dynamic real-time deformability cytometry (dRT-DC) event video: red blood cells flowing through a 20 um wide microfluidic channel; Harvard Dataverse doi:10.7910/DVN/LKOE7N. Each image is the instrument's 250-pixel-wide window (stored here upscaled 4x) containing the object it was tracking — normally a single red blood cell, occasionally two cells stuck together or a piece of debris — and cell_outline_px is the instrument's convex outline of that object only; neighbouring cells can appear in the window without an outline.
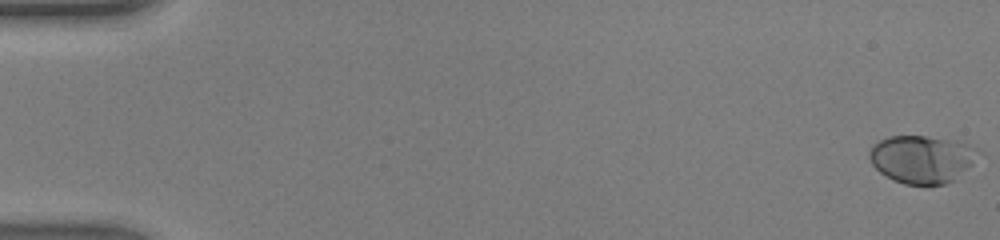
{"species": "human", "species_latin": "Homo sapiens", "temperature_condition": "warm", "stored_images_in_passage": 48, "camera_frame_rate_fps": 3000, "um_per_image_px": 0.085, "donor": {"sex": "male"}, "frame": {"image": 1, "passage_image": 1, "time_ms": 0.0, "image_size_px": [1000, 240], "cell_outline_px": [[984, 152], [972, 164], [952, 180], [944, 184], [928, 188], [904, 184], [892, 180], [880, 172], [872, 164], [868, 156], [868, 152], [872, 144], [888, 136], [924, 136], [956, 140], [980, 148]], "centroid_in_image_um": [78.38, 13.54], "position_along_channel_um": 6.6, "area_um2": 31.15}}
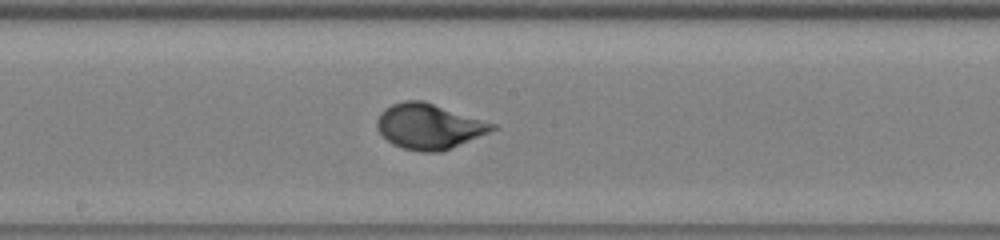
{"frame": {"image": 2, "passage_image": 27, "time_ms": 8.667, "image_size_px": [1000, 240], "cell_outline_px": [[496, 128], [488, 132], [440, 152], [420, 152], [404, 148], [392, 144], [376, 128], [376, 120], [380, 112], [384, 108], [392, 104], [404, 100], [424, 100], [496, 124]], "centroid_in_image_um": [36.41, 10.72], "position_along_channel_um": 211.8, "area_um2": 30.23}}
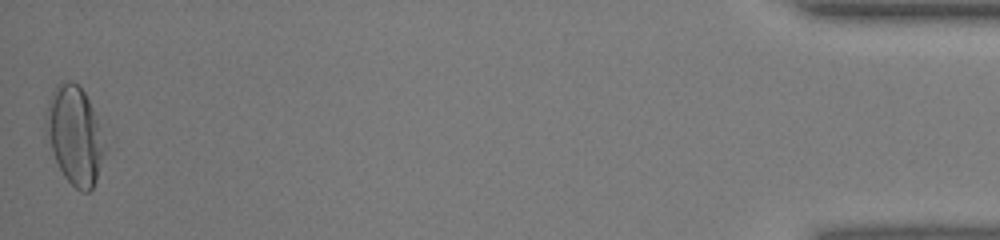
{"frame": {"image": 3, "passage_image": 48, "time_ms": 15.667, "image_size_px": [1000, 240], "cell_outline_px": [[108, 148], [96, 180], [92, 188], [88, 192], [80, 192], [64, 176], [56, 160], [44, 128], [44, 116], [48, 100], [56, 84], [60, 80], [72, 80], [84, 92], [92, 108]], "centroid_in_image_um": [6.35, 11.49], "position_along_channel_um": 428.9, "area_um2": 33.81}, "authors_computed_cell_mechanics": {"area_um2": 28.8422, "velocity_mm_per_s": 4.3993, "shape_relaxation_time_tau1_ms": 3.4665, "shape_relaxation_time_tau2_ms": null, "deformation_change_tau1": 0.1873, "deformation_change_tau2": null}}